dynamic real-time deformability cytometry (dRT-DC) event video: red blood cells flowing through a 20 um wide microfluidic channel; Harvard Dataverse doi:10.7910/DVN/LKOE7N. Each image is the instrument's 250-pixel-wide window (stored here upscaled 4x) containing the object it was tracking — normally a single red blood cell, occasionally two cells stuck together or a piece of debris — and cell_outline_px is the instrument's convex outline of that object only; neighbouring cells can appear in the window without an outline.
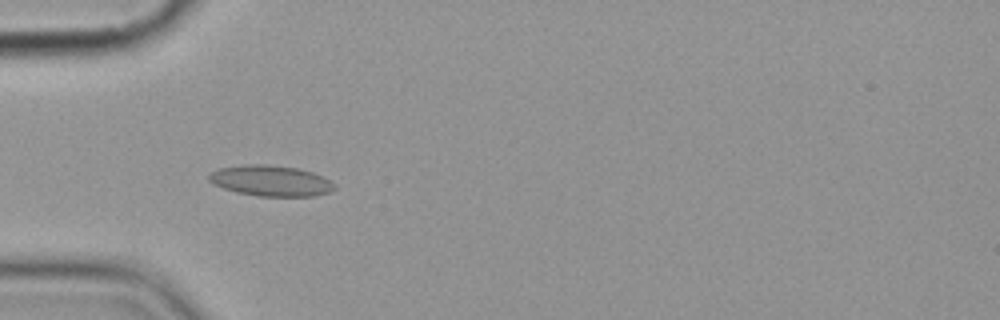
{"species": "common noctule bat (a hibernating species)", "species_latin": "Nyctalus noctula", "temperature_condition": "cold", "stored_images_in_passage": 4, "camera_frame_rate_fps": 3000, "um_per_image_px": 0.085, "animal": {"sex": "female", "body_mass_g": 19.9}, "frame": {"image": 1, "passage_image": 3, "time_ms": 2.667, "image_size_px": [1000, 320], "cell_outline_px": [[336, 188], [328, 192], [316, 196], [256, 196], [236, 192], [212, 184], [208, 180], [208, 172], [220, 168], [252, 164], [264, 164], [296, 168], [312, 172], [332, 180], [336, 184]], "centroid_in_image_um": [23.02, 15.37], "position_along_channel_um": 62.0, "area_um2": 22.6}}
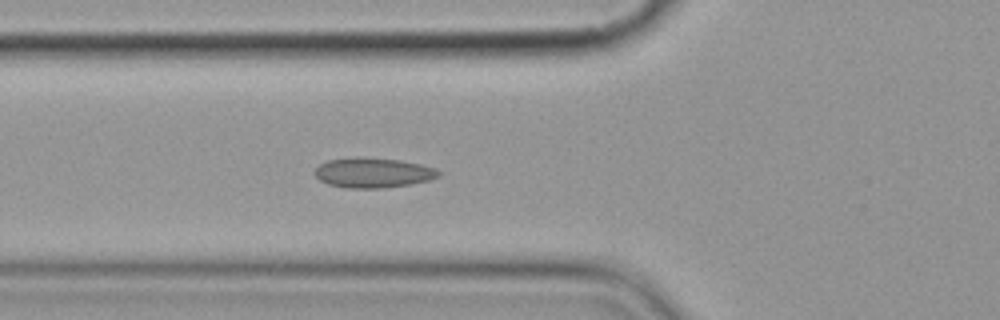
{"frame": {"image": 2, "passage_image": 4, "time_ms": 3.667, "image_size_px": [1000, 320], "cell_outline_px": [[440, 176], [428, 180], [408, 184], [384, 188], [344, 188], [328, 184], [320, 180], [316, 176], [316, 168], [320, 164], [328, 160], [400, 160], [420, 164], [436, 168], [440, 172]], "centroid_in_image_um": [31.75, 14.73], "position_along_channel_um": 94.0, "area_um2": 20.58}}